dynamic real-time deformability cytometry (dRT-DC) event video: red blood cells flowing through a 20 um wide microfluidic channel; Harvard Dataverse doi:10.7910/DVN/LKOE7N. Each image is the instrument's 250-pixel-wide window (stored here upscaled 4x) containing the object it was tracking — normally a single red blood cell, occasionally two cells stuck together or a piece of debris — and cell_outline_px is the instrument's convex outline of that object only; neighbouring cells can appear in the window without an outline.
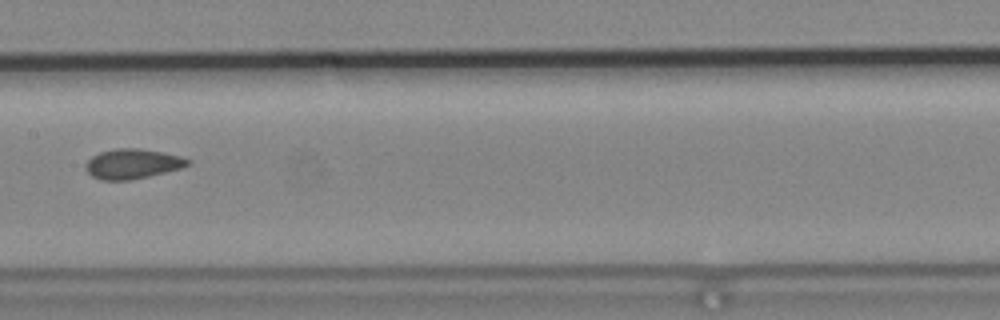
{"species": "common noctule bat (a hibernating species)", "species_latin": "Nyctalus noctula", "temperature_condition": "cold", "stored_images_in_passage": 5, "camera_frame_rate_fps": 3000, "um_per_image_px": 0.085, "animal": {"sex": "male", "body_mass_g": 19.2, "forearm_length_mm": 51.8}, "frame": {"image": 1, "passage_image": 5, "time_ms": 1.333, "image_size_px": [1000, 320], "cell_outline_px": [[192, 164], [180, 168], [148, 176], [128, 180], [100, 180], [92, 176], [84, 168], [84, 164], [92, 156], [100, 152], [116, 148], [140, 148], [164, 152], [180, 156], [192, 160]], "centroid_in_image_um": [11.26, 13.91], "position_along_channel_um": 196.1, "area_um2": 17.86}}